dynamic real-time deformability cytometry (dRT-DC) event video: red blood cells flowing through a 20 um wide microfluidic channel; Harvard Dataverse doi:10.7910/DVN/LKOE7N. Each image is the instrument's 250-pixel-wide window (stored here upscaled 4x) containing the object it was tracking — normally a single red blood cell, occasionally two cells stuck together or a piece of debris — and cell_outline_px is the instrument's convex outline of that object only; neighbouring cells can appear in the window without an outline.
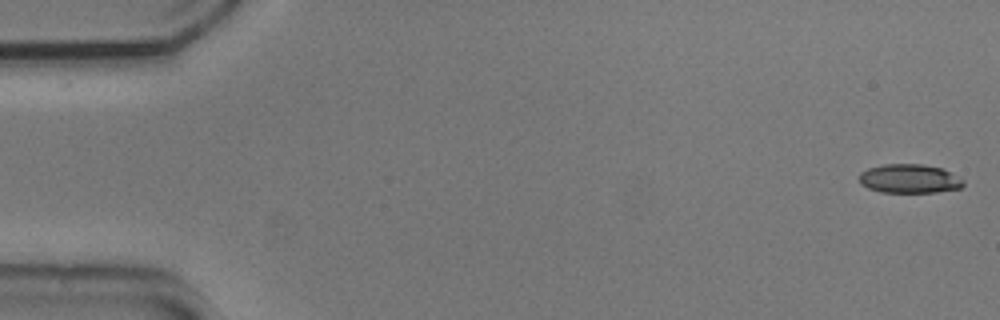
{"species": "common noctule bat (a hibernating species)", "species_latin": "Nyctalus noctula", "temperature_condition": "cold", "stored_images_in_passage": 54, "camera_frame_rate_fps": 3000, "um_per_image_px": 0.085, "animal": {"sex": "male", "body_mass_g": 20.5, "forearm_length_mm": 52.5}, "frame": {"image": 1, "passage_image": 1, "time_ms": 0.0, "image_size_px": [1000, 320], "cell_outline_px": [[964, 184], [960, 188], [936, 192], [880, 192], [868, 188], [860, 184], [860, 172], [868, 168], [884, 164], [920, 164], [940, 168], [964, 180]], "centroid_in_image_um": [77.26, 15.19], "position_along_channel_um": 7.7, "area_um2": 17.4}}
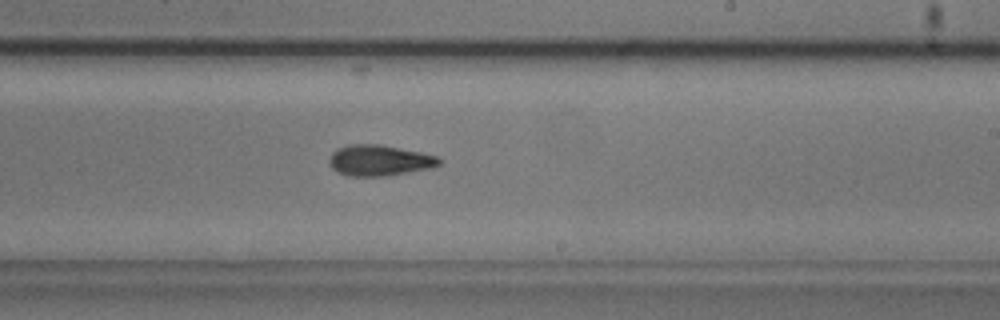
{"frame": {"image": 2, "passage_image": 32, "time_ms": 10.333, "image_size_px": [1000, 320], "cell_outline_px": [[444, 160], [440, 164], [432, 168], [388, 176], [348, 176], [332, 168], [328, 164], [328, 160], [332, 152], [336, 148], [348, 144], [380, 144], [440, 156]], "centroid_in_image_um": [32.27, 13.63], "position_along_channel_um": 256.7, "area_um2": 20.11}}
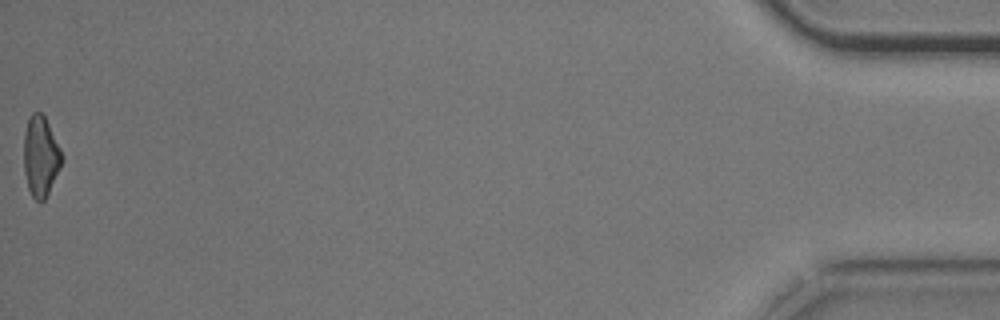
{"frame": {"image": 3, "passage_image": 54, "time_ms": 17.667, "image_size_px": [1000, 320], "cell_outline_px": [[64, 160], [44, 200], [36, 200], [32, 196], [28, 188], [24, 172], [24, 132], [28, 120], [32, 112], [40, 112], [44, 116], [64, 156]], "centroid_in_image_um": [3.45, 13.28], "position_along_channel_um": 431.7, "area_um2": 17.63}, "authors_computed_cell_mechanics": {"area_um2": 18.9006, "velocity_mm_per_s": 3.7462, "shape_relaxation_time_tau1_ms": 3.4863, "shape_relaxation_time_tau2_ms": 2.5403, "deformation_change_tau1": 0.1392, "deformation_change_tau2": 0.1}}